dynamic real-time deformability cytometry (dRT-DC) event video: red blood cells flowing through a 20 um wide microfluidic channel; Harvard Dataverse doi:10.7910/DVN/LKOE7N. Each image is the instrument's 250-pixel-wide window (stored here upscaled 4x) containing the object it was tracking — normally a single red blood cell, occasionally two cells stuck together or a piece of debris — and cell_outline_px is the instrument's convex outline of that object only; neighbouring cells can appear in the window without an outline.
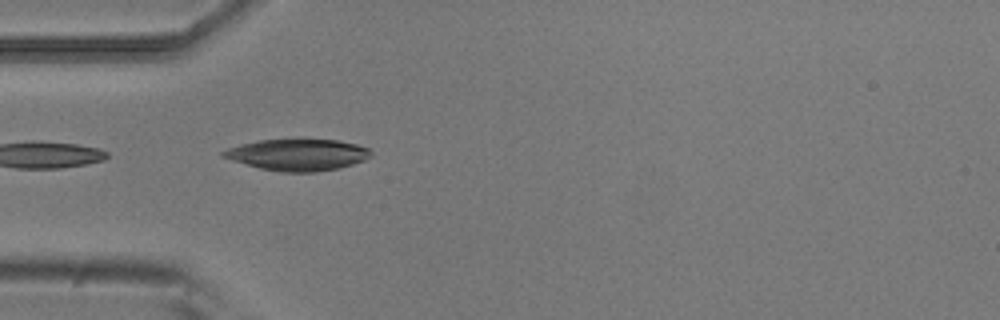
{"species": "common noctule bat (a hibernating species)", "species_latin": "Nyctalus noctula", "temperature_condition": "room temperature", "stored_images_in_passage": 6, "camera_frame_rate_fps": 3000, "um_per_image_px": 0.085, "animal": {"sex": "male", "body_mass_g": 20.5, "forearm_length_mm": 52.5}, "frame": {"image": 1, "passage_image": 5, "time_ms": 1.333, "image_size_px": [1000, 320], "cell_outline_px": [[372, 156], [364, 160], [340, 168], [316, 172], [280, 172], [260, 168], [232, 160], [220, 156], [220, 152], [228, 148], [240, 144], [260, 140], [296, 136], [304, 136], [340, 140], [356, 144], [368, 148], [372, 152]], "centroid_in_image_um": [25.32, 13.1], "position_along_channel_um": 59.7, "area_um2": 28.32}}